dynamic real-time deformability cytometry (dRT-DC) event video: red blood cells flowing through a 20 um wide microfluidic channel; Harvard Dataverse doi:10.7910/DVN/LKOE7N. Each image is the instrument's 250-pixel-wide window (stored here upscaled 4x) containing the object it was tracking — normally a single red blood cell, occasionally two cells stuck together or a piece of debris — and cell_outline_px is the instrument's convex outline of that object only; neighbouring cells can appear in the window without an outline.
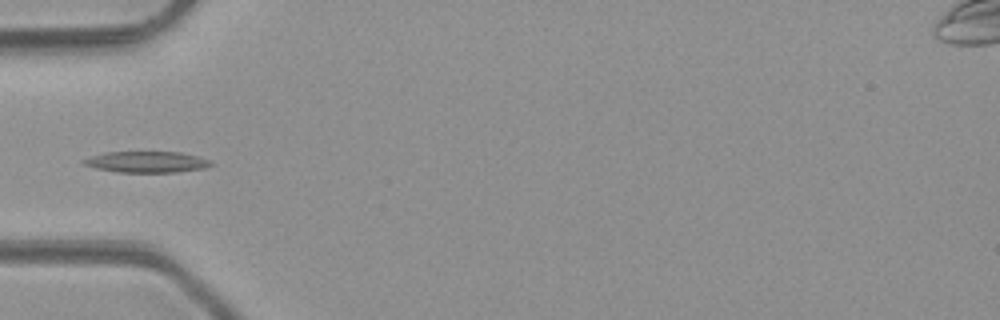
{"species": "common noctule bat (a hibernating species)", "species_latin": "Nyctalus noctula", "temperature_condition": "room temperature", "stored_images_in_passage": 7, "camera_frame_rate_fps": 3000, "um_per_image_px": 0.085, "animal": {"sex": "male", "body_mass_g": 23.1, "forearm_length_mm": 52.7}, "frame": {"image": 1, "passage_image": 5, "time_ms": 4.667, "image_size_px": [1000, 320], "cell_outline_px": [[212, 164], [204, 168], [176, 172], [116, 172], [96, 168], [84, 164], [80, 160], [92, 156], [108, 152], [180, 152], [212, 160]], "centroid_in_image_um": [12.47, 13.76], "position_along_channel_um": 72.5, "area_um2": 15.55}}
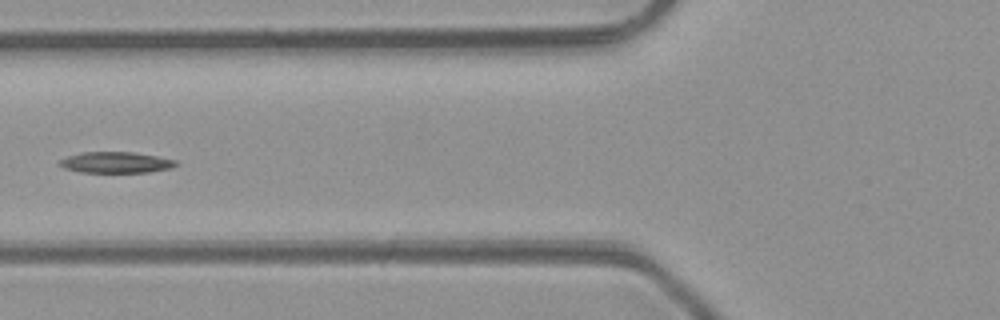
{"frame": {"image": 2, "passage_image": 6, "time_ms": 5.667, "image_size_px": [1000, 320], "cell_outline_px": [[180, 164], [172, 168], [148, 172], [80, 172], [64, 168], [56, 164], [60, 160], [68, 156], [80, 152], [132, 152], [156, 156], [176, 160]], "centroid_in_image_um": [9.85, 13.81], "position_along_channel_um": 116.0, "area_um2": 14.33}}
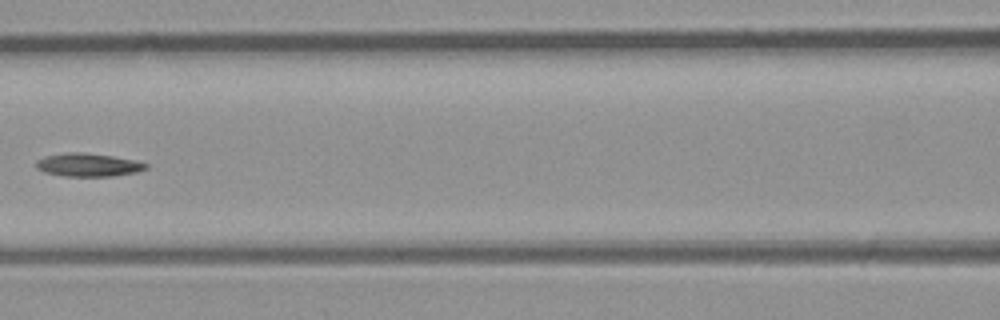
{"frame": {"image": 3, "passage_image": 7, "time_ms": 6.667, "image_size_px": [1000, 320], "cell_outline_px": [[148, 168], [136, 172], [112, 176], [64, 176], [44, 172], [36, 168], [36, 160], [44, 156], [68, 152], [80, 152], [112, 156], [136, 160], [148, 164]], "centroid_in_image_um": [7.48, 14.01], "position_along_channel_um": 159.1, "area_um2": 14.85}}